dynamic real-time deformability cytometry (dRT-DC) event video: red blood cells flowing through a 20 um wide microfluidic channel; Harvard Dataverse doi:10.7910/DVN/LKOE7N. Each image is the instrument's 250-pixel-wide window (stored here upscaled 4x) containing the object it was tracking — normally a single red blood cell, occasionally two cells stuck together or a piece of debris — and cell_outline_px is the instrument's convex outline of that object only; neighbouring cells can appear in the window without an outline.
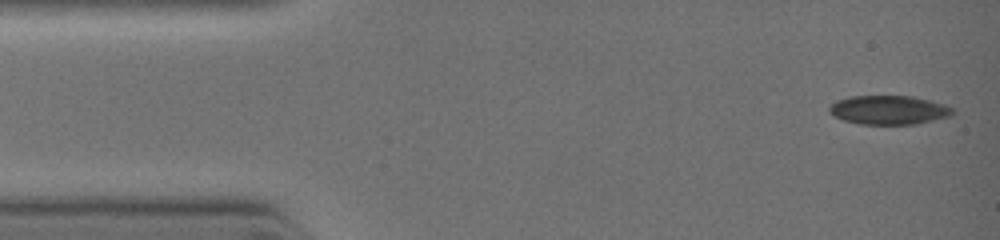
{"species": "common noctule bat (a hibernating species)", "species_latin": "Nyctalus noctula", "temperature_condition": "warm", "stored_images_in_passage": 8, "camera_frame_rate_fps": 3000, "um_per_image_px": 0.085, "animal": {"sex": "female", "body_mass_g": 19.0, "forearm_length_mm": 51.5}, "frame": {"image": 1, "passage_image": 1, "time_ms": 0.0, "image_size_px": [1000, 240], "cell_outline_px": [[952, 116], [916, 124], [860, 124], [844, 120], [832, 116], [828, 112], [828, 108], [836, 100], [848, 96], [912, 96], [944, 104], [952, 108]], "centroid_in_image_um": [75.5, 9.35], "position_along_channel_um": 9.5, "area_um2": 20.87}}
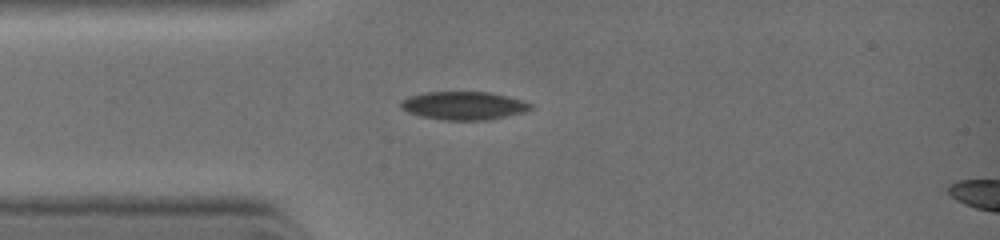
{"frame": {"image": 2, "passage_image": 6, "time_ms": 2.333, "image_size_px": [1000, 240], "cell_outline_px": [[536, 108], [524, 112], [504, 116], [480, 120], [444, 120], [424, 116], [408, 112], [400, 108], [400, 100], [408, 96], [424, 92], [492, 92], [524, 100], [532, 104]], "centroid_in_image_um": [39.43, 8.96], "position_along_channel_um": 45.6, "area_um2": 21.39}}